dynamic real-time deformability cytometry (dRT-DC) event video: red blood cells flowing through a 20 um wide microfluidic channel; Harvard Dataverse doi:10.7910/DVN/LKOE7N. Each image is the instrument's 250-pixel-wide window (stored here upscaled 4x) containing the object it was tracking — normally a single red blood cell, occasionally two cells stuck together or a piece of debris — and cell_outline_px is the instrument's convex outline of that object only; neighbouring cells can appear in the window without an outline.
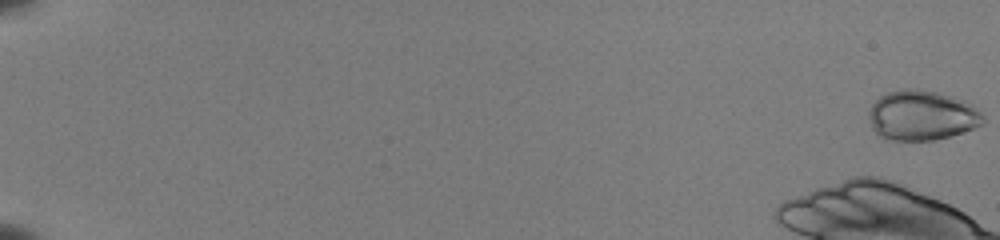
{"species": "common noctule bat (a hibernating species)", "species_latin": "Nyctalus noctula", "temperature_condition": "room temperature", "stored_images_in_passage": 49, "camera_frame_rate_fps": 3000, "um_per_image_px": 0.085, "animal": {"sex": "female", "body_mass_g": 22.0, "forearm_length_mm": 56.7}, "frame": {"image": 1, "passage_image": 1, "time_ms": 0.0, "image_size_px": [1000, 240], "cell_outline_px": [[984, 124], [936, 140], [884, 140], [872, 128], [868, 116], [868, 112], [872, 104], [880, 96], [888, 92], [904, 88], [916, 88], [936, 92], [952, 96], [964, 100], [972, 104], [984, 116]], "centroid_in_image_um": [78.33, 9.8], "position_along_channel_um": 6.7, "area_um2": 33.35}}
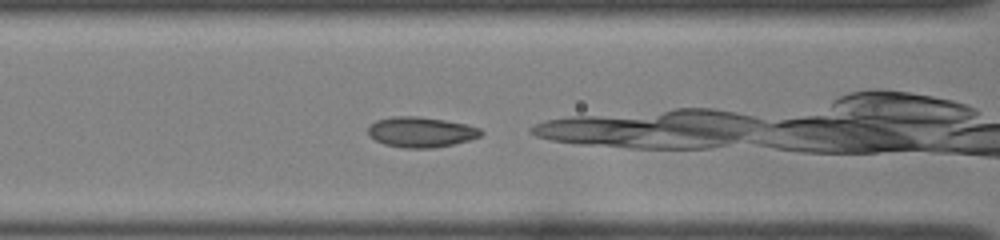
{"frame": {"image": 2, "passage_image": 24, "time_ms": 7.667, "image_size_px": [1000, 240], "cell_outline_px": [[484, 132], [480, 136], [468, 140], [452, 144], [432, 148], [404, 148], [384, 144], [368, 136], [368, 124], [376, 120], [392, 116], [416, 116], [444, 120], [464, 124], [480, 128]], "centroid_in_image_um": [35.73, 11.22], "position_along_channel_um": 130.9, "area_um2": 19.94}}
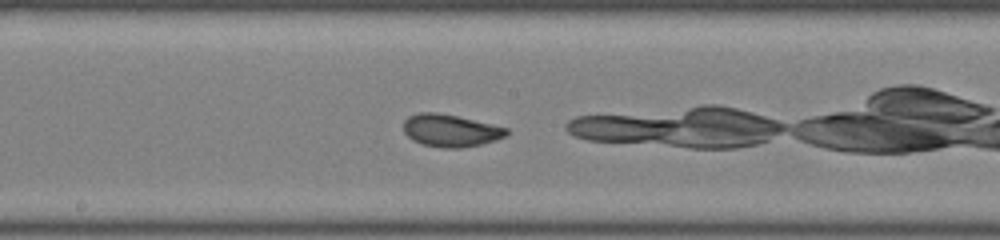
{"frame": {"image": 3, "passage_image": 30, "time_ms": 9.667, "image_size_px": [1000, 240], "cell_outline_px": [[508, 136], [496, 140], [480, 144], [460, 148], [444, 148], [424, 144], [412, 140], [404, 132], [404, 120], [408, 116], [420, 112], [436, 112], [456, 116], [508, 128]], "centroid_in_image_um": [38.29, 11.09], "position_along_channel_um": 209.9, "area_um2": 19.31}, "authors_computed_cell_mechanics": {"area_um2": 20.4612, "velocity_mm_per_s": 3.9662, "shape_relaxation_time_tau1_ms": 2.0964, "shape_relaxation_time_tau2_ms": 0.9415, "deformation_change_tau1": 0.089, "deformation_change_tau2": 0.0489}}